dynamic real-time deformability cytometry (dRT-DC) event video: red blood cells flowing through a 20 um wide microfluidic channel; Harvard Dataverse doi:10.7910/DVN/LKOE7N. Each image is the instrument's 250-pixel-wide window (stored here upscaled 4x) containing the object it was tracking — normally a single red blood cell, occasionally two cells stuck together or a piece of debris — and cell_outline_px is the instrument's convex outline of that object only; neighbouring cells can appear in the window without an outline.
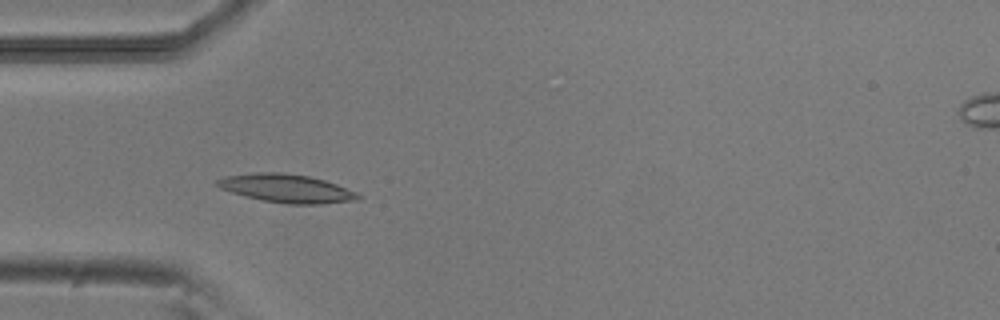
{"species": "common noctule bat (a hibernating species)", "species_latin": "Nyctalus noctula", "temperature_condition": "room temperature", "stored_images_in_passage": 53, "camera_frame_rate_fps": 3000, "um_per_image_px": 0.085, "animal": {"sex": "male", "body_mass_g": 20.5, "forearm_length_mm": 52.5}, "frame": {"image": 1, "passage_image": 16, "time_ms": 5.0, "image_size_px": [1000, 320], "cell_outline_px": [[360, 196], [356, 200], [320, 204], [288, 204], [260, 200], [244, 196], [220, 188], [212, 184], [216, 180], [224, 176], [256, 172], [280, 172], [308, 176], [324, 180], [336, 184], [356, 192]], "centroid_in_image_um": [24.28, 16.01], "position_along_channel_um": 60.7, "area_um2": 23.29}}
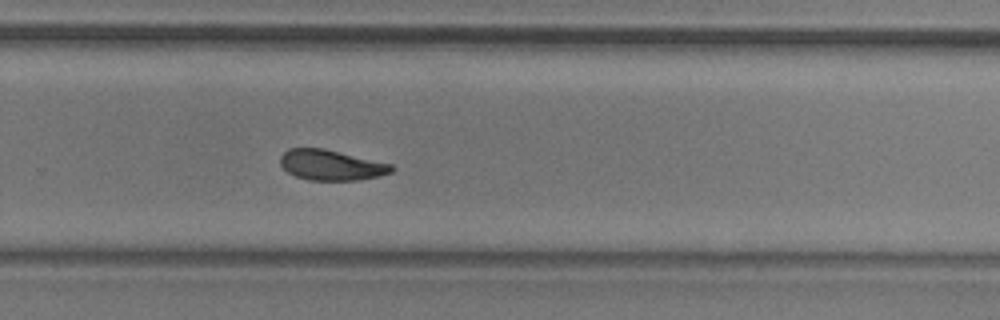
{"frame": {"image": 2, "passage_image": 35, "time_ms": 11.333, "image_size_px": [1000, 320], "cell_outline_px": [[396, 168], [392, 172], [380, 176], [356, 180], [308, 180], [296, 176], [288, 172], [280, 164], [280, 156], [288, 148], [324, 148], [392, 164]], "centroid_in_image_um": [28.16, 14.03], "position_along_channel_um": 301.6, "area_um2": 19.77}}
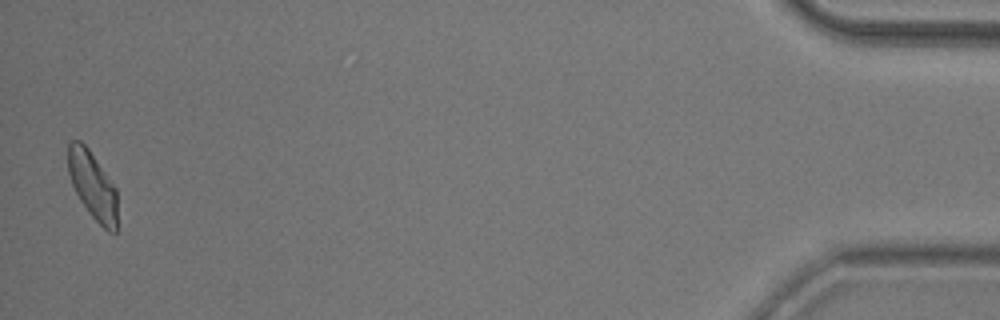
{"frame": {"image": 3, "passage_image": 52, "time_ms": 17.0, "image_size_px": [1000, 320], "cell_outline_px": [[116, 232], [108, 232], [92, 216], [80, 200], [72, 184], [68, 172], [68, 144], [72, 140], [80, 140], [88, 148], [116, 188]], "centroid_in_image_um": [7.86, 15.74], "position_along_channel_um": 427.3, "area_um2": 19.07}, "authors_computed_cell_mechanics": {"area_um2": 20.6346, "velocity_mm_per_s": 3.83, "shape_relaxation_time_tau1_ms": 3.8693, "shape_relaxation_time_tau2_ms": 10.717, "deformation_change_tau1": 0.1495, "deformation_change_tau2": 0.1964}}